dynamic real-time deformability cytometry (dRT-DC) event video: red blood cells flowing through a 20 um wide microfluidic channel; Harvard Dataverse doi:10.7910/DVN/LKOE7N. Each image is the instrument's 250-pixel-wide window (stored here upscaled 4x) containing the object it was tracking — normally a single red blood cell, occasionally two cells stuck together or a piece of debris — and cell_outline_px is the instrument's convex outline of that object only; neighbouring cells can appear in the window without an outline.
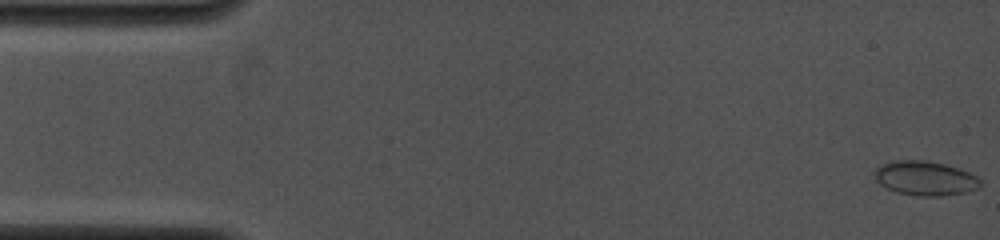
{"species": "common noctule bat (a hibernating species)", "species_latin": "Nyctalus noctula", "temperature_condition": "cold", "stored_images_in_passage": 51, "camera_frame_rate_fps": 4000, "um_per_image_px": 0.085, "animal": {"sex": "female", "body_mass_g": 19.0, "forearm_length_mm": 53.3}, "frame": {"image": 1, "passage_image": 1, "time_ms": 0.0, "image_size_px": [1000, 240], "cell_outline_px": [[980, 188], [964, 192], [940, 196], [916, 196], [896, 192], [880, 184], [876, 180], [872, 172], [880, 164], [892, 160], [924, 160], [944, 164], [968, 172], [976, 176], [980, 180]], "centroid_in_image_um": [78.58, 15.15], "position_along_channel_um": 6.4, "area_um2": 21.21}}
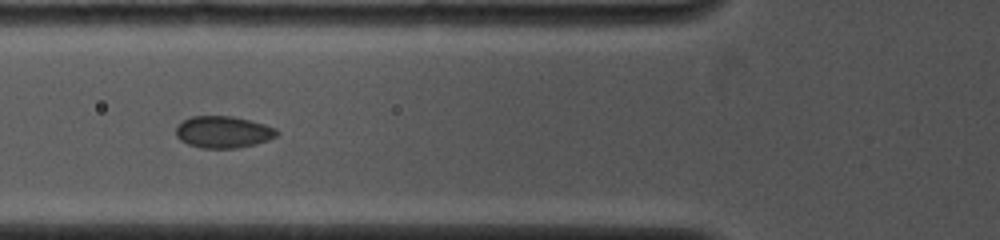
{"frame": {"image": 2, "passage_image": 37, "time_ms": 5.75, "image_size_px": [1000, 240], "cell_outline_px": [[280, 132], [276, 136], [268, 140], [256, 144], [236, 148], [200, 148], [188, 144], [180, 140], [176, 136], [176, 128], [184, 120], [192, 116], [232, 116], [264, 124], [276, 128]], "centroid_in_image_um": [18.98, 11.23], "position_along_channel_um": 106.8, "area_um2": 18.67}}
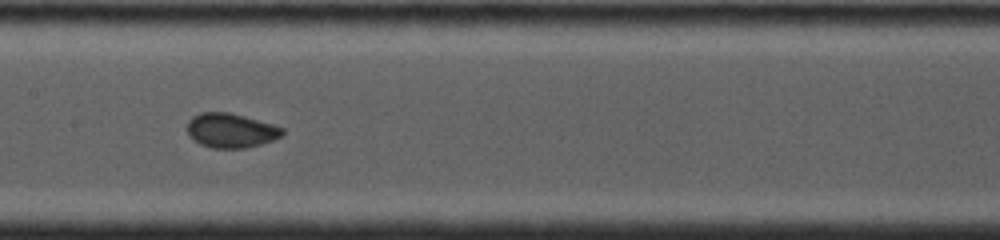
{"frame": {"image": 3, "passage_image": 50, "time_ms": 7.75, "image_size_px": [1000, 240], "cell_outline_px": [[284, 136], [260, 144], [244, 148], [212, 148], [200, 144], [188, 136], [188, 120], [192, 116], [200, 112], [228, 112], [244, 116], [272, 124], [284, 128]], "centroid_in_image_um": [19.61, 11.09], "position_along_channel_um": 187.8, "area_um2": 19.13}}